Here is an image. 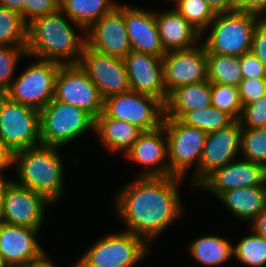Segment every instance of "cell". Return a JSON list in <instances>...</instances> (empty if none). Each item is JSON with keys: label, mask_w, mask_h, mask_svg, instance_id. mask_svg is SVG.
Segmentation results:
<instances>
[{"label": "cell", "mask_w": 266, "mask_h": 267, "mask_svg": "<svg viewBox=\"0 0 266 267\" xmlns=\"http://www.w3.org/2000/svg\"><path fill=\"white\" fill-rule=\"evenodd\" d=\"M0 138L13 153L41 145L39 111L0 94Z\"/></svg>", "instance_id": "10"}, {"label": "cell", "mask_w": 266, "mask_h": 267, "mask_svg": "<svg viewBox=\"0 0 266 267\" xmlns=\"http://www.w3.org/2000/svg\"><path fill=\"white\" fill-rule=\"evenodd\" d=\"M162 64L168 94L181 85L208 80L206 50L201 42L190 49L166 52Z\"/></svg>", "instance_id": "14"}, {"label": "cell", "mask_w": 266, "mask_h": 267, "mask_svg": "<svg viewBox=\"0 0 266 267\" xmlns=\"http://www.w3.org/2000/svg\"><path fill=\"white\" fill-rule=\"evenodd\" d=\"M155 18L165 52L190 49L201 42V33L173 7L155 11Z\"/></svg>", "instance_id": "22"}, {"label": "cell", "mask_w": 266, "mask_h": 267, "mask_svg": "<svg viewBox=\"0 0 266 267\" xmlns=\"http://www.w3.org/2000/svg\"><path fill=\"white\" fill-rule=\"evenodd\" d=\"M49 253L46 251L42 253L38 258H35L30 261H26L25 263H22L16 267H57L51 260ZM71 267H74V264H72Z\"/></svg>", "instance_id": "43"}, {"label": "cell", "mask_w": 266, "mask_h": 267, "mask_svg": "<svg viewBox=\"0 0 266 267\" xmlns=\"http://www.w3.org/2000/svg\"><path fill=\"white\" fill-rule=\"evenodd\" d=\"M208 80L230 86H239L242 78L240 56L206 54Z\"/></svg>", "instance_id": "28"}, {"label": "cell", "mask_w": 266, "mask_h": 267, "mask_svg": "<svg viewBox=\"0 0 266 267\" xmlns=\"http://www.w3.org/2000/svg\"><path fill=\"white\" fill-rule=\"evenodd\" d=\"M177 176L135 177L114 194V212L123 231L141 237L149 246L154 239L183 216ZM182 201V202H181Z\"/></svg>", "instance_id": "1"}, {"label": "cell", "mask_w": 266, "mask_h": 267, "mask_svg": "<svg viewBox=\"0 0 266 267\" xmlns=\"http://www.w3.org/2000/svg\"><path fill=\"white\" fill-rule=\"evenodd\" d=\"M75 28L82 33L78 34ZM85 44L86 31L58 9L54 13L35 18L28 24L26 57L29 60L31 57L62 65L78 64Z\"/></svg>", "instance_id": "2"}, {"label": "cell", "mask_w": 266, "mask_h": 267, "mask_svg": "<svg viewBox=\"0 0 266 267\" xmlns=\"http://www.w3.org/2000/svg\"><path fill=\"white\" fill-rule=\"evenodd\" d=\"M28 24L19 13L0 6V45L26 47Z\"/></svg>", "instance_id": "30"}, {"label": "cell", "mask_w": 266, "mask_h": 267, "mask_svg": "<svg viewBox=\"0 0 266 267\" xmlns=\"http://www.w3.org/2000/svg\"><path fill=\"white\" fill-rule=\"evenodd\" d=\"M240 157L266 167V127L242 128Z\"/></svg>", "instance_id": "33"}, {"label": "cell", "mask_w": 266, "mask_h": 267, "mask_svg": "<svg viewBox=\"0 0 266 267\" xmlns=\"http://www.w3.org/2000/svg\"><path fill=\"white\" fill-rule=\"evenodd\" d=\"M0 6L16 11L24 19V0H0Z\"/></svg>", "instance_id": "46"}, {"label": "cell", "mask_w": 266, "mask_h": 267, "mask_svg": "<svg viewBox=\"0 0 266 267\" xmlns=\"http://www.w3.org/2000/svg\"><path fill=\"white\" fill-rule=\"evenodd\" d=\"M61 147L39 145L14 153L18 185L43 195L52 205L62 200L64 190V161Z\"/></svg>", "instance_id": "3"}, {"label": "cell", "mask_w": 266, "mask_h": 267, "mask_svg": "<svg viewBox=\"0 0 266 267\" xmlns=\"http://www.w3.org/2000/svg\"><path fill=\"white\" fill-rule=\"evenodd\" d=\"M238 90L241 104L244 107L266 95V78L242 79Z\"/></svg>", "instance_id": "37"}, {"label": "cell", "mask_w": 266, "mask_h": 267, "mask_svg": "<svg viewBox=\"0 0 266 267\" xmlns=\"http://www.w3.org/2000/svg\"><path fill=\"white\" fill-rule=\"evenodd\" d=\"M162 126L168 142L169 176L185 179L191 167L193 174L199 168L207 133L175 118L164 117Z\"/></svg>", "instance_id": "8"}, {"label": "cell", "mask_w": 266, "mask_h": 267, "mask_svg": "<svg viewBox=\"0 0 266 267\" xmlns=\"http://www.w3.org/2000/svg\"><path fill=\"white\" fill-rule=\"evenodd\" d=\"M60 9V0H24V21L29 24L35 18Z\"/></svg>", "instance_id": "38"}, {"label": "cell", "mask_w": 266, "mask_h": 267, "mask_svg": "<svg viewBox=\"0 0 266 267\" xmlns=\"http://www.w3.org/2000/svg\"><path fill=\"white\" fill-rule=\"evenodd\" d=\"M239 121L242 128L266 127V95L244 106Z\"/></svg>", "instance_id": "36"}, {"label": "cell", "mask_w": 266, "mask_h": 267, "mask_svg": "<svg viewBox=\"0 0 266 267\" xmlns=\"http://www.w3.org/2000/svg\"><path fill=\"white\" fill-rule=\"evenodd\" d=\"M124 157L143 168L135 177L169 176L168 142L164 127L142 132Z\"/></svg>", "instance_id": "17"}, {"label": "cell", "mask_w": 266, "mask_h": 267, "mask_svg": "<svg viewBox=\"0 0 266 267\" xmlns=\"http://www.w3.org/2000/svg\"><path fill=\"white\" fill-rule=\"evenodd\" d=\"M250 225L256 234L266 238V205Z\"/></svg>", "instance_id": "45"}, {"label": "cell", "mask_w": 266, "mask_h": 267, "mask_svg": "<svg viewBox=\"0 0 266 267\" xmlns=\"http://www.w3.org/2000/svg\"><path fill=\"white\" fill-rule=\"evenodd\" d=\"M25 56L26 47L0 45V94H4L10 88L18 61Z\"/></svg>", "instance_id": "35"}, {"label": "cell", "mask_w": 266, "mask_h": 267, "mask_svg": "<svg viewBox=\"0 0 266 267\" xmlns=\"http://www.w3.org/2000/svg\"><path fill=\"white\" fill-rule=\"evenodd\" d=\"M240 66L243 79L266 78V67L252 51L240 56Z\"/></svg>", "instance_id": "39"}, {"label": "cell", "mask_w": 266, "mask_h": 267, "mask_svg": "<svg viewBox=\"0 0 266 267\" xmlns=\"http://www.w3.org/2000/svg\"><path fill=\"white\" fill-rule=\"evenodd\" d=\"M217 199L236 219L251 223L266 205V186L231 189Z\"/></svg>", "instance_id": "25"}, {"label": "cell", "mask_w": 266, "mask_h": 267, "mask_svg": "<svg viewBox=\"0 0 266 267\" xmlns=\"http://www.w3.org/2000/svg\"><path fill=\"white\" fill-rule=\"evenodd\" d=\"M41 145L64 147L89 131L95 119L86 111L54 98L39 111Z\"/></svg>", "instance_id": "6"}, {"label": "cell", "mask_w": 266, "mask_h": 267, "mask_svg": "<svg viewBox=\"0 0 266 267\" xmlns=\"http://www.w3.org/2000/svg\"><path fill=\"white\" fill-rule=\"evenodd\" d=\"M251 51L266 67V21L263 18L254 28Z\"/></svg>", "instance_id": "40"}, {"label": "cell", "mask_w": 266, "mask_h": 267, "mask_svg": "<svg viewBox=\"0 0 266 267\" xmlns=\"http://www.w3.org/2000/svg\"><path fill=\"white\" fill-rule=\"evenodd\" d=\"M9 265L6 263L5 259L0 254V267H8Z\"/></svg>", "instance_id": "48"}, {"label": "cell", "mask_w": 266, "mask_h": 267, "mask_svg": "<svg viewBox=\"0 0 266 267\" xmlns=\"http://www.w3.org/2000/svg\"><path fill=\"white\" fill-rule=\"evenodd\" d=\"M179 120L206 133L226 128L235 121L229 114L213 106L187 112Z\"/></svg>", "instance_id": "31"}, {"label": "cell", "mask_w": 266, "mask_h": 267, "mask_svg": "<svg viewBox=\"0 0 266 267\" xmlns=\"http://www.w3.org/2000/svg\"><path fill=\"white\" fill-rule=\"evenodd\" d=\"M173 8L201 34L216 17L206 0H177Z\"/></svg>", "instance_id": "32"}, {"label": "cell", "mask_w": 266, "mask_h": 267, "mask_svg": "<svg viewBox=\"0 0 266 267\" xmlns=\"http://www.w3.org/2000/svg\"><path fill=\"white\" fill-rule=\"evenodd\" d=\"M14 153L0 138V176L13 167ZM4 172V173H3Z\"/></svg>", "instance_id": "42"}, {"label": "cell", "mask_w": 266, "mask_h": 267, "mask_svg": "<svg viewBox=\"0 0 266 267\" xmlns=\"http://www.w3.org/2000/svg\"><path fill=\"white\" fill-rule=\"evenodd\" d=\"M241 131L240 121L235 120L226 128L207 133L199 168L190 180L192 187H198L214 171L240 157Z\"/></svg>", "instance_id": "12"}, {"label": "cell", "mask_w": 266, "mask_h": 267, "mask_svg": "<svg viewBox=\"0 0 266 267\" xmlns=\"http://www.w3.org/2000/svg\"><path fill=\"white\" fill-rule=\"evenodd\" d=\"M165 105V117L180 119L185 113L212 106L209 80L181 85L172 90Z\"/></svg>", "instance_id": "24"}, {"label": "cell", "mask_w": 266, "mask_h": 267, "mask_svg": "<svg viewBox=\"0 0 266 267\" xmlns=\"http://www.w3.org/2000/svg\"><path fill=\"white\" fill-rule=\"evenodd\" d=\"M150 248L141 237L130 232H110L93 242L73 264L74 267H136L149 255Z\"/></svg>", "instance_id": "5"}, {"label": "cell", "mask_w": 266, "mask_h": 267, "mask_svg": "<svg viewBox=\"0 0 266 267\" xmlns=\"http://www.w3.org/2000/svg\"><path fill=\"white\" fill-rule=\"evenodd\" d=\"M54 99L81 108L96 119L104 99L79 64L61 65L55 80Z\"/></svg>", "instance_id": "11"}, {"label": "cell", "mask_w": 266, "mask_h": 267, "mask_svg": "<svg viewBox=\"0 0 266 267\" xmlns=\"http://www.w3.org/2000/svg\"><path fill=\"white\" fill-rule=\"evenodd\" d=\"M167 1H171V2L175 3L177 0H167Z\"/></svg>", "instance_id": "50"}, {"label": "cell", "mask_w": 266, "mask_h": 267, "mask_svg": "<svg viewBox=\"0 0 266 267\" xmlns=\"http://www.w3.org/2000/svg\"><path fill=\"white\" fill-rule=\"evenodd\" d=\"M142 131L136 126L123 120L108 117L102 112L95 119V131L99 142L111 153L126 152L137 141Z\"/></svg>", "instance_id": "23"}, {"label": "cell", "mask_w": 266, "mask_h": 267, "mask_svg": "<svg viewBox=\"0 0 266 267\" xmlns=\"http://www.w3.org/2000/svg\"><path fill=\"white\" fill-rule=\"evenodd\" d=\"M266 21V13L262 17Z\"/></svg>", "instance_id": "49"}, {"label": "cell", "mask_w": 266, "mask_h": 267, "mask_svg": "<svg viewBox=\"0 0 266 267\" xmlns=\"http://www.w3.org/2000/svg\"><path fill=\"white\" fill-rule=\"evenodd\" d=\"M211 102L212 106L229 114L234 120H239L243 106L239 97L237 87L211 83Z\"/></svg>", "instance_id": "34"}, {"label": "cell", "mask_w": 266, "mask_h": 267, "mask_svg": "<svg viewBox=\"0 0 266 267\" xmlns=\"http://www.w3.org/2000/svg\"><path fill=\"white\" fill-rule=\"evenodd\" d=\"M266 186V167L241 157L210 174L197 188L218 198L236 188Z\"/></svg>", "instance_id": "18"}, {"label": "cell", "mask_w": 266, "mask_h": 267, "mask_svg": "<svg viewBox=\"0 0 266 267\" xmlns=\"http://www.w3.org/2000/svg\"><path fill=\"white\" fill-rule=\"evenodd\" d=\"M48 204L43 195L13 181L6 190L2 222L41 230Z\"/></svg>", "instance_id": "16"}, {"label": "cell", "mask_w": 266, "mask_h": 267, "mask_svg": "<svg viewBox=\"0 0 266 267\" xmlns=\"http://www.w3.org/2000/svg\"><path fill=\"white\" fill-rule=\"evenodd\" d=\"M117 5L115 0H60V9L85 31Z\"/></svg>", "instance_id": "27"}, {"label": "cell", "mask_w": 266, "mask_h": 267, "mask_svg": "<svg viewBox=\"0 0 266 267\" xmlns=\"http://www.w3.org/2000/svg\"><path fill=\"white\" fill-rule=\"evenodd\" d=\"M78 64L96 85L103 99L130 91L122 58L100 53L85 44Z\"/></svg>", "instance_id": "13"}, {"label": "cell", "mask_w": 266, "mask_h": 267, "mask_svg": "<svg viewBox=\"0 0 266 267\" xmlns=\"http://www.w3.org/2000/svg\"><path fill=\"white\" fill-rule=\"evenodd\" d=\"M188 247L191 257L206 267H220L233 259V244L217 233L194 238Z\"/></svg>", "instance_id": "26"}, {"label": "cell", "mask_w": 266, "mask_h": 267, "mask_svg": "<svg viewBox=\"0 0 266 267\" xmlns=\"http://www.w3.org/2000/svg\"><path fill=\"white\" fill-rule=\"evenodd\" d=\"M233 258L247 267H265L266 238L251 229L247 236L245 235L233 245Z\"/></svg>", "instance_id": "29"}, {"label": "cell", "mask_w": 266, "mask_h": 267, "mask_svg": "<svg viewBox=\"0 0 266 267\" xmlns=\"http://www.w3.org/2000/svg\"><path fill=\"white\" fill-rule=\"evenodd\" d=\"M154 10L124 3V20L131 51L163 58L166 52L160 41Z\"/></svg>", "instance_id": "20"}, {"label": "cell", "mask_w": 266, "mask_h": 267, "mask_svg": "<svg viewBox=\"0 0 266 267\" xmlns=\"http://www.w3.org/2000/svg\"><path fill=\"white\" fill-rule=\"evenodd\" d=\"M39 229L0 223V254L9 266H18L45 252L38 241Z\"/></svg>", "instance_id": "21"}, {"label": "cell", "mask_w": 266, "mask_h": 267, "mask_svg": "<svg viewBox=\"0 0 266 267\" xmlns=\"http://www.w3.org/2000/svg\"><path fill=\"white\" fill-rule=\"evenodd\" d=\"M103 112L108 117L126 121L142 132H148L163 125L165 105L156 97L130 90L105 98Z\"/></svg>", "instance_id": "9"}, {"label": "cell", "mask_w": 266, "mask_h": 267, "mask_svg": "<svg viewBox=\"0 0 266 267\" xmlns=\"http://www.w3.org/2000/svg\"><path fill=\"white\" fill-rule=\"evenodd\" d=\"M123 60L130 90L156 97L165 104L169 94L164 85L162 58L130 51Z\"/></svg>", "instance_id": "19"}, {"label": "cell", "mask_w": 266, "mask_h": 267, "mask_svg": "<svg viewBox=\"0 0 266 267\" xmlns=\"http://www.w3.org/2000/svg\"><path fill=\"white\" fill-rule=\"evenodd\" d=\"M13 182V179L10 180L4 175L0 176V223L2 222L3 217V208H4V198L6 195L7 187Z\"/></svg>", "instance_id": "47"}, {"label": "cell", "mask_w": 266, "mask_h": 267, "mask_svg": "<svg viewBox=\"0 0 266 267\" xmlns=\"http://www.w3.org/2000/svg\"><path fill=\"white\" fill-rule=\"evenodd\" d=\"M86 44L103 54L124 59L131 46L124 20V3L103 15L86 31Z\"/></svg>", "instance_id": "15"}, {"label": "cell", "mask_w": 266, "mask_h": 267, "mask_svg": "<svg viewBox=\"0 0 266 267\" xmlns=\"http://www.w3.org/2000/svg\"><path fill=\"white\" fill-rule=\"evenodd\" d=\"M234 10L250 12L263 17L266 13V0H234Z\"/></svg>", "instance_id": "41"}, {"label": "cell", "mask_w": 266, "mask_h": 267, "mask_svg": "<svg viewBox=\"0 0 266 267\" xmlns=\"http://www.w3.org/2000/svg\"><path fill=\"white\" fill-rule=\"evenodd\" d=\"M261 18L254 13L235 10L216 14L214 20L201 34V43L205 47L206 54L242 56L250 52L253 31ZM208 31L207 36L205 34Z\"/></svg>", "instance_id": "4"}, {"label": "cell", "mask_w": 266, "mask_h": 267, "mask_svg": "<svg viewBox=\"0 0 266 267\" xmlns=\"http://www.w3.org/2000/svg\"><path fill=\"white\" fill-rule=\"evenodd\" d=\"M215 14L234 11V0H206Z\"/></svg>", "instance_id": "44"}, {"label": "cell", "mask_w": 266, "mask_h": 267, "mask_svg": "<svg viewBox=\"0 0 266 267\" xmlns=\"http://www.w3.org/2000/svg\"><path fill=\"white\" fill-rule=\"evenodd\" d=\"M34 59L15 77L4 95L11 101L40 111L54 98L55 80L62 64Z\"/></svg>", "instance_id": "7"}]
</instances>
